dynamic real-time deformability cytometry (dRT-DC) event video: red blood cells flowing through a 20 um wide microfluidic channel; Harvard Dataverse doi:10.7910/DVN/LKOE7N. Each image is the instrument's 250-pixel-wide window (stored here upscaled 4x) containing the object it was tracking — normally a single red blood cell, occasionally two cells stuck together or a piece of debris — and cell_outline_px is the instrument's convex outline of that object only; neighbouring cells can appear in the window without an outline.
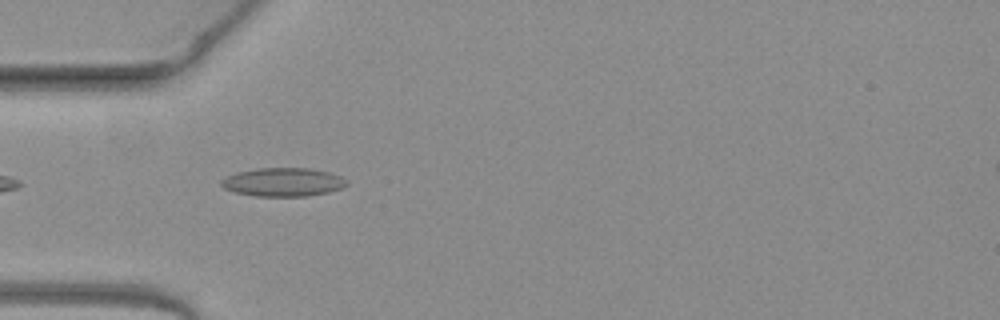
{"species": "common noctule bat (a hibernating species)", "species_latin": "Nyctalus noctula", "temperature_condition": "warm", "stored_images_in_passage": 15, "camera_frame_rate_fps": 3000, "um_per_image_px": 0.085, "animal": {"sex": "female", "body_mass_g": 19.3, "forearm_length_mm": 54.1}, "frame": {"image": 1, "passage_image": 1, "time_ms": 0.0, "image_size_px": [1000, 320], "cell_outline_px": [[348, 184], [340, 188], [328, 192], [308, 196], [256, 196], [236, 192], [224, 188], [220, 184], [220, 180], [224, 176], [236, 172], [256, 168], [308, 168], [328, 172], [340, 176], [348, 180]], "centroid_in_image_um": [24.03, 15.47], "position_along_channel_um": 61.0, "area_um2": 20.92}}
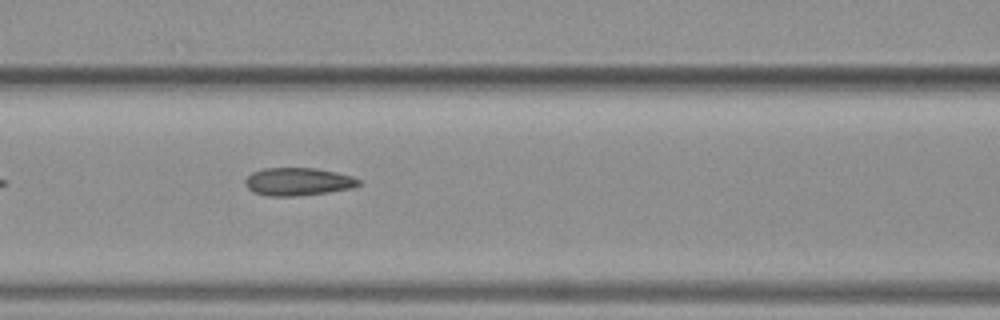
{"frame": {"image": 2, "passage_image": 7, "time_ms": 2.0, "image_size_px": [1000, 320], "cell_outline_px": [[360, 184], [352, 188], [328, 192], [292, 196], [268, 196], [252, 192], [244, 184], [244, 180], [252, 172], [264, 168], [316, 168], [336, 172], [352, 176], [360, 180]], "centroid_in_image_um": [25.3, 15.44], "position_along_channel_um": 141.3, "area_um2": 18.44}}
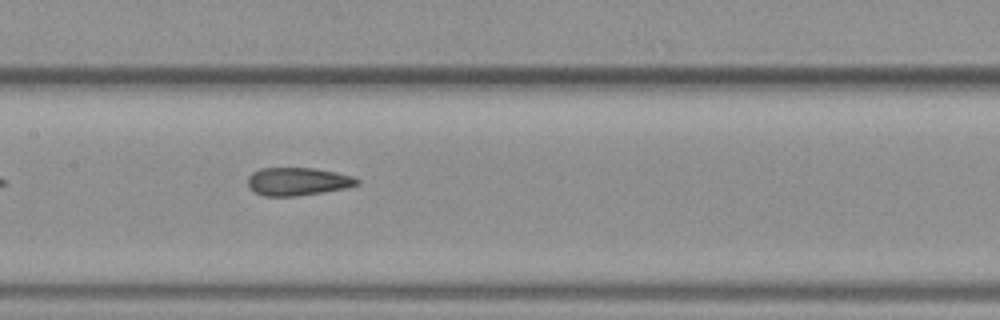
{"frame": {"image": 3, "passage_image": 10, "time_ms": 3.0, "image_size_px": [1000, 320], "cell_outline_px": [[360, 184], [344, 188], [324, 192], [296, 196], [264, 196], [248, 188], [248, 176], [252, 172], [260, 168], [316, 168], [336, 172], [352, 176], [360, 180]], "centroid_in_image_um": [25.3, 15.42], "position_along_channel_um": 182.1, "area_um2": 17.92}}